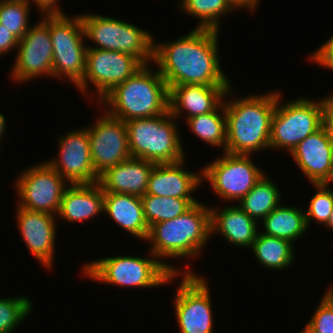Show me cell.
Here are the masks:
<instances>
[{
  "mask_svg": "<svg viewBox=\"0 0 333 333\" xmlns=\"http://www.w3.org/2000/svg\"><path fill=\"white\" fill-rule=\"evenodd\" d=\"M6 127H7V125H6L5 116L2 113H0V143L3 140L2 136H4V134L6 132Z\"/></svg>",
  "mask_w": 333,
  "mask_h": 333,
  "instance_id": "obj_40",
  "label": "cell"
},
{
  "mask_svg": "<svg viewBox=\"0 0 333 333\" xmlns=\"http://www.w3.org/2000/svg\"><path fill=\"white\" fill-rule=\"evenodd\" d=\"M27 0L0 1V24L6 27L19 40L30 29V8Z\"/></svg>",
  "mask_w": 333,
  "mask_h": 333,
  "instance_id": "obj_31",
  "label": "cell"
},
{
  "mask_svg": "<svg viewBox=\"0 0 333 333\" xmlns=\"http://www.w3.org/2000/svg\"><path fill=\"white\" fill-rule=\"evenodd\" d=\"M155 163L131 157L107 169L98 183L104 193H122L142 197L148 187L150 173Z\"/></svg>",
  "mask_w": 333,
  "mask_h": 333,
  "instance_id": "obj_21",
  "label": "cell"
},
{
  "mask_svg": "<svg viewBox=\"0 0 333 333\" xmlns=\"http://www.w3.org/2000/svg\"><path fill=\"white\" fill-rule=\"evenodd\" d=\"M323 107V126L333 140V93L321 99Z\"/></svg>",
  "mask_w": 333,
  "mask_h": 333,
  "instance_id": "obj_37",
  "label": "cell"
},
{
  "mask_svg": "<svg viewBox=\"0 0 333 333\" xmlns=\"http://www.w3.org/2000/svg\"><path fill=\"white\" fill-rule=\"evenodd\" d=\"M211 236L214 233L223 235L226 242L238 247L251 248L258 233L259 225L239 206L229 205L219 210L211 207Z\"/></svg>",
  "mask_w": 333,
  "mask_h": 333,
  "instance_id": "obj_22",
  "label": "cell"
},
{
  "mask_svg": "<svg viewBox=\"0 0 333 333\" xmlns=\"http://www.w3.org/2000/svg\"><path fill=\"white\" fill-rule=\"evenodd\" d=\"M277 96L276 108L271 120L270 149L291 153L307 136L323 126L322 101L303 96L281 103Z\"/></svg>",
  "mask_w": 333,
  "mask_h": 333,
  "instance_id": "obj_8",
  "label": "cell"
},
{
  "mask_svg": "<svg viewBox=\"0 0 333 333\" xmlns=\"http://www.w3.org/2000/svg\"><path fill=\"white\" fill-rule=\"evenodd\" d=\"M101 213H104V191L96 182L69 185L63 193L57 215L76 223L90 220Z\"/></svg>",
  "mask_w": 333,
  "mask_h": 333,
  "instance_id": "obj_23",
  "label": "cell"
},
{
  "mask_svg": "<svg viewBox=\"0 0 333 333\" xmlns=\"http://www.w3.org/2000/svg\"><path fill=\"white\" fill-rule=\"evenodd\" d=\"M261 233L288 240L291 243L308 230L305 212L301 208L279 205L272 210L263 220ZM264 226V227H263Z\"/></svg>",
  "mask_w": 333,
  "mask_h": 333,
  "instance_id": "obj_25",
  "label": "cell"
},
{
  "mask_svg": "<svg viewBox=\"0 0 333 333\" xmlns=\"http://www.w3.org/2000/svg\"><path fill=\"white\" fill-rule=\"evenodd\" d=\"M80 17L85 39L96 44L87 46V49L118 51L137 58L143 65L152 64L154 35L150 32L107 15L87 13Z\"/></svg>",
  "mask_w": 333,
  "mask_h": 333,
  "instance_id": "obj_7",
  "label": "cell"
},
{
  "mask_svg": "<svg viewBox=\"0 0 333 333\" xmlns=\"http://www.w3.org/2000/svg\"><path fill=\"white\" fill-rule=\"evenodd\" d=\"M21 208L57 216L65 189L70 185L46 161L27 168L15 180Z\"/></svg>",
  "mask_w": 333,
  "mask_h": 333,
  "instance_id": "obj_11",
  "label": "cell"
},
{
  "mask_svg": "<svg viewBox=\"0 0 333 333\" xmlns=\"http://www.w3.org/2000/svg\"><path fill=\"white\" fill-rule=\"evenodd\" d=\"M220 31L193 28L173 41L156 43L153 63L168 88L181 84L232 86L220 66L218 37Z\"/></svg>",
  "mask_w": 333,
  "mask_h": 333,
  "instance_id": "obj_1",
  "label": "cell"
},
{
  "mask_svg": "<svg viewBox=\"0 0 333 333\" xmlns=\"http://www.w3.org/2000/svg\"><path fill=\"white\" fill-rule=\"evenodd\" d=\"M149 253V258L121 255L90 260L84 264L82 273L84 277L101 283L141 289L166 285L179 277L152 252Z\"/></svg>",
  "mask_w": 333,
  "mask_h": 333,
  "instance_id": "obj_6",
  "label": "cell"
},
{
  "mask_svg": "<svg viewBox=\"0 0 333 333\" xmlns=\"http://www.w3.org/2000/svg\"><path fill=\"white\" fill-rule=\"evenodd\" d=\"M101 114L92 126L86 127L89 133L92 163L98 176L132 157L125 122L110 115L106 110Z\"/></svg>",
  "mask_w": 333,
  "mask_h": 333,
  "instance_id": "obj_15",
  "label": "cell"
},
{
  "mask_svg": "<svg viewBox=\"0 0 333 333\" xmlns=\"http://www.w3.org/2000/svg\"><path fill=\"white\" fill-rule=\"evenodd\" d=\"M311 317L300 333H333V300L325 292Z\"/></svg>",
  "mask_w": 333,
  "mask_h": 333,
  "instance_id": "obj_34",
  "label": "cell"
},
{
  "mask_svg": "<svg viewBox=\"0 0 333 333\" xmlns=\"http://www.w3.org/2000/svg\"><path fill=\"white\" fill-rule=\"evenodd\" d=\"M309 59L323 68L333 70V34L310 54Z\"/></svg>",
  "mask_w": 333,
  "mask_h": 333,
  "instance_id": "obj_35",
  "label": "cell"
},
{
  "mask_svg": "<svg viewBox=\"0 0 333 333\" xmlns=\"http://www.w3.org/2000/svg\"><path fill=\"white\" fill-rule=\"evenodd\" d=\"M19 39L16 38L6 27L0 24V55L16 50Z\"/></svg>",
  "mask_w": 333,
  "mask_h": 333,
  "instance_id": "obj_36",
  "label": "cell"
},
{
  "mask_svg": "<svg viewBox=\"0 0 333 333\" xmlns=\"http://www.w3.org/2000/svg\"><path fill=\"white\" fill-rule=\"evenodd\" d=\"M53 45V78L68 79L76 87L85 76L87 45L80 15L49 14Z\"/></svg>",
  "mask_w": 333,
  "mask_h": 333,
  "instance_id": "obj_9",
  "label": "cell"
},
{
  "mask_svg": "<svg viewBox=\"0 0 333 333\" xmlns=\"http://www.w3.org/2000/svg\"><path fill=\"white\" fill-rule=\"evenodd\" d=\"M43 16L19 40L16 48L17 58L10 71L11 79L17 83H26L42 75L53 78V45L49 31V14Z\"/></svg>",
  "mask_w": 333,
  "mask_h": 333,
  "instance_id": "obj_14",
  "label": "cell"
},
{
  "mask_svg": "<svg viewBox=\"0 0 333 333\" xmlns=\"http://www.w3.org/2000/svg\"><path fill=\"white\" fill-rule=\"evenodd\" d=\"M144 65L100 102L106 111L122 121L159 116L169 111V88L158 69ZM108 107V109H107ZM110 107V108H109Z\"/></svg>",
  "mask_w": 333,
  "mask_h": 333,
  "instance_id": "obj_4",
  "label": "cell"
},
{
  "mask_svg": "<svg viewBox=\"0 0 333 333\" xmlns=\"http://www.w3.org/2000/svg\"><path fill=\"white\" fill-rule=\"evenodd\" d=\"M326 228L333 229V209H332V213L330 215V218L327 222V224L325 225Z\"/></svg>",
  "mask_w": 333,
  "mask_h": 333,
  "instance_id": "obj_41",
  "label": "cell"
},
{
  "mask_svg": "<svg viewBox=\"0 0 333 333\" xmlns=\"http://www.w3.org/2000/svg\"><path fill=\"white\" fill-rule=\"evenodd\" d=\"M280 194L276 183L264 174L256 185L237 203V206L259 223V220L262 221L280 205Z\"/></svg>",
  "mask_w": 333,
  "mask_h": 333,
  "instance_id": "obj_27",
  "label": "cell"
},
{
  "mask_svg": "<svg viewBox=\"0 0 333 333\" xmlns=\"http://www.w3.org/2000/svg\"><path fill=\"white\" fill-rule=\"evenodd\" d=\"M144 65L135 57L111 50L87 49L86 71L82 81L76 86L86 96L90 93L89 84L96 88L97 104L117 85L122 84Z\"/></svg>",
  "mask_w": 333,
  "mask_h": 333,
  "instance_id": "obj_13",
  "label": "cell"
},
{
  "mask_svg": "<svg viewBox=\"0 0 333 333\" xmlns=\"http://www.w3.org/2000/svg\"><path fill=\"white\" fill-rule=\"evenodd\" d=\"M211 238V210L202 202H197L178 217L153 224L149 228L146 241L151 243L152 252L173 274L183 271L170 264L166 258H195L201 254ZM164 258V259H163ZM163 261H162V260ZM167 262V263H166Z\"/></svg>",
  "mask_w": 333,
  "mask_h": 333,
  "instance_id": "obj_3",
  "label": "cell"
},
{
  "mask_svg": "<svg viewBox=\"0 0 333 333\" xmlns=\"http://www.w3.org/2000/svg\"><path fill=\"white\" fill-rule=\"evenodd\" d=\"M331 183L333 184V172H332L330 180L326 184L331 185Z\"/></svg>",
  "mask_w": 333,
  "mask_h": 333,
  "instance_id": "obj_43",
  "label": "cell"
},
{
  "mask_svg": "<svg viewBox=\"0 0 333 333\" xmlns=\"http://www.w3.org/2000/svg\"><path fill=\"white\" fill-rule=\"evenodd\" d=\"M185 159L155 164L148 181L145 194L161 197L194 198L191 193L203 183L202 174L183 168Z\"/></svg>",
  "mask_w": 333,
  "mask_h": 333,
  "instance_id": "obj_20",
  "label": "cell"
},
{
  "mask_svg": "<svg viewBox=\"0 0 333 333\" xmlns=\"http://www.w3.org/2000/svg\"><path fill=\"white\" fill-rule=\"evenodd\" d=\"M311 185H314L316 191L309 201V207L305 211L308 228L314 221L319 223V225L324 224L323 226H325L333 209V188H329L326 183Z\"/></svg>",
  "mask_w": 333,
  "mask_h": 333,
  "instance_id": "obj_33",
  "label": "cell"
},
{
  "mask_svg": "<svg viewBox=\"0 0 333 333\" xmlns=\"http://www.w3.org/2000/svg\"><path fill=\"white\" fill-rule=\"evenodd\" d=\"M141 199L144 218L149 228L153 224L178 217L198 202L195 198L161 197L151 194H144Z\"/></svg>",
  "mask_w": 333,
  "mask_h": 333,
  "instance_id": "obj_28",
  "label": "cell"
},
{
  "mask_svg": "<svg viewBox=\"0 0 333 333\" xmlns=\"http://www.w3.org/2000/svg\"><path fill=\"white\" fill-rule=\"evenodd\" d=\"M234 89L231 86L181 84L169 89V111L175 117L186 114L184 119L216 110ZM233 91V92H232Z\"/></svg>",
  "mask_w": 333,
  "mask_h": 333,
  "instance_id": "obj_19",
  "label": "cell"
},
{
  "mask_svg": "<svg viewBox=\"0 0 333 333\" xmlns=\"http://www.w3.org/2000/svg\"><path fill=\"white\" fill-rule=\"evenodd\" d=\"M186 121L189 129L203 142L210 146L222 147L225 152L227 128L224 102L216 110L196 115Z\"/></svg>",
  "mask_w": 333,
  "mask_h": 333,
  "instance_id": "obj_29",
  "label": "cell"
},
{
  "mask_svg": "<svg viewBox=\"0 0 333 333\" xmlns=\"http://www.w3.org/2000/svg\"><path fill=\"white\" fill-rule=\"evenodd\" d=\"M222 153V157L201 168L202 182L205 179L209 181L215 194L222 200L239 202L264 173L252 161L251 155Z\"/></svg>",
  "mask_w": 333,
  "mask_h": 333,
  "instance_id": "obj_10",
  "label": "cell"
},
{
  "mask_svg": "<svg viewBox=\"0 0 333 333\" xmlns=\"http://www.w3.org/2000/svg\"><path fill=\"white\" fill-rule=\"evenodd\" d=\"M16 222L26 247L46 269H51L54 264V250L56 242L55 215L30 211L17 206Z\"/></svg>",
  "mask_w": 333,
  "mask_h": 333,
  "instance_id": "obj_17",
  "label": "cell"
},
{
  "mask_svg": "<svg viewBox=\"0 0 333 333\" xmlns=\"http://www.w3.org/2000/svg\"><path fill=\"white\" fill-rule=\"evenodd\" d=\"M310 184L327 183L333 172V140L322 126L290 153Z\"/></svg>",
  "mask_w": 333,
  "mask_h": 333,
  "instance_id": "obj_18",
  "label": "cell"
},
{
  "mask_svg": "<svg viewBox=\"0 0 333 333\" xmlns=\"http://www.w3.org/2000/svg\"><path fill=\"white\" fill-rule=\"evenodd\" d=\"M58 139L59 154L46 162L70 185L98 182L99 176L93 167L87 128L71 130Z\"/></svg>",
  "mask_w": 333,
  "mask_h": 333,
  "instance_id": "obj_16",
  "label": "cell"
},
{
  "mask_svg": "<svg viewBox=\"0 0 333 333\" xmlns=\"http://www.w3.org/2000/svg\"><path fill=\"white\" fill-rule=\"evenodd\" d=\"M177 121L168 111L159 116L135 118L125 122L131 156L155 164L185 159Z\"/></svg>",
  "mask_w": 333,
  "mask_h": 333,
  "instance_id": "obj_5",
  "label": "cell"
},
{
  "mask_svg": "<svg viewBox=\"0 0 333 333\" xmlns=\"http://www.w3.org/2000/svg\"><path fill=\"white\" fill-rule=\"evenodd\" d=\"M32 306V301L26 296L0 298V333L15 332V327L31 314Z\"/></svg>",
  "mask_w": 333,
  "mask_h": 333,
  "instance_id": "obj_32",
  "label": "cell"
},
{
  "mask_svg": "<svg viewBox=\"0 0 333 333\" xmlns=\"http://www.w3.org/2000/svg\"><path fill=\"white\" fill-rule=\"evenodd\" d=\"M173 297L176 320L181 333H213L212 302L206 279L184 268Z\"/></svg>",
  "mask_w": 333,
  "mask_h": 333,
  "instance_id": "obj_12",
  "label": "cell"
},
{
  "mask_svg": "<svg viewBox=\"0 0 333 333\" xmlns=\"http://www.w3.org/2000/svg\"><path fill=\"white\" fill-rule=\"evenodd\" d=\"M293 243L258 231L251 250L261 266L273 270L290 267L294 260Z\"/></svg>",
  "mask_w": 333,
  "mask_h": 333,
  "instance_id": "obj_26",
  "label": "cell"
},
{
  "mask_svg": "<svg viewBox=\"0 0 333 333\" xmlns=\"http://www.w3.org/2000/svg\"><path fill=\"white\" fill-rule=\"evenodd\" d=\"M261 0H229L235 9H247L249 12L257 10ZM241 7V8H240Z\"/></svg>",
  "mask_w": 333,
  "mask_h": 333,
  "instance_id": "obj_39",
  "label": "cell"
},
{
  "mask_svg": "<svg viewBox=\"0 0 333 333\" xmlns=\"http://www.w3.org/2000/svg\"><path fill=\"white\" fill-rule=\"evenodd\" d=\"M177 5L185 14L199 19L196 28L218 31L221 30V19L224 15L235 10L229 0H179Z\"/></svg>",
  "mask_w": 333,
  "mask_h": 333,
  "instance_id": "obj_30",
  "label": "cell"
},
{
  "mask_svg": "<svg viewBox=\"0 0 333 333\" xmlns=\"http://www.w3.org/2000/svg\"><path fill=\"white\" fill-rule=\"evenodd\" d=\"M277 90L226 101V148L230 154L253 155L270 149L271 120L276 108ZM253 153V154H252Z\"/></svg>",
  "mask_w": 333,
  "mask_h": 333,
  "instance_id": "obj_2",
  "label": "cell"
},
{
  "mask_svg": "<svg viewBox=\"0 0 333 333\" xmlns=\"http://www.w3.org/2000/svg\"><path fill=\"white\" fill-rule=\"evenodd\" d=\"M330 287L327 288V291L325 292L332 300H333V285H329Z\"/></svg>",
  "mask_w": 333,
  "mask_h": 333,
  "instance_id": "obj_42",
  "label": "cell"
},
{
  "mask_svg": "<svg viewBox=\"0 0 333 333\" xmlns=\"http://www.w3.org/2000/svg\"><path fill=\"white\" fill-rule=\"evenodd\" d=\"M104 213L118 226L140 240H146L149 232L144 218L142 199L122 193H104Z\"/></svg>",
  "mask_w": 333,
  "mask_h": 333,
  "instance_id": "obj_24",
  "label": "cell"
},
{
  "mask_svg": "<svg viewBox=\"0 0 333 333\" xmlns=\"http://www.w3.org/2000/svg\"><path fill=\"white\" fill-rule=\"evenodd\" d=\"M30 4L34 3L36 6V9L38 8V11L43 14H65V12H62L63 10L59 8L58 0H27ZM31 1V2H30ZM34 1V2H33Z\"/></svg>",
  "mask_w": 333,
  "mask_h": 333,
  "instance_id": "obj_38",
  "label": "cell"
}]
</instances>
